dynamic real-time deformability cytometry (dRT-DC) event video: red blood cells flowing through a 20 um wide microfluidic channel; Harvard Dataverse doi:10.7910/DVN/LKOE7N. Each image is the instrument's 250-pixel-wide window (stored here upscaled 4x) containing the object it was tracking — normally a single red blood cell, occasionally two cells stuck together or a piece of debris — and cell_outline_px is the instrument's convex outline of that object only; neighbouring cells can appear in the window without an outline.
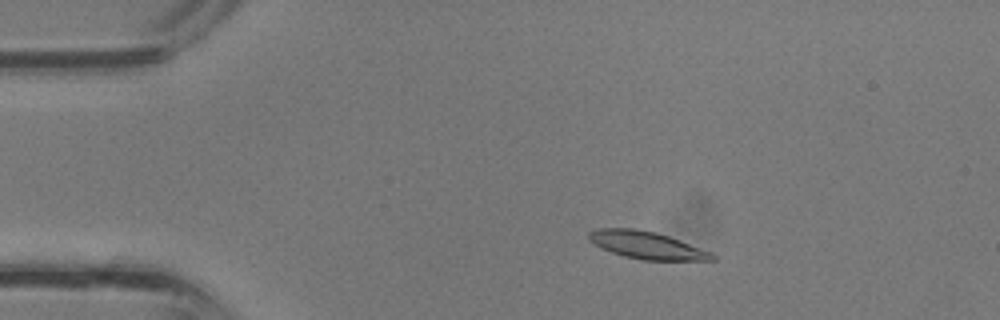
{"species": "common noctule bat (a hibernating species)", "species_latin": "Nyctalus noctula", "temperature_condition": "room temperature", "stored_images_in_passage": 37, "camera_frame_rate_fps": 3000, "um_per_image_px": 0.085, "animal": {"sex": "male", "body_mass_g": 13.3}, "frame": {"image": 1, "passage_image": 6, "time_ms": 1.667, "image_size_px": [1000, 320], "cell_outline_px": [[716, 260], [640, 260], [624, 256], [612, 252], [588, 240], [588, 232], [596, 228], [636, 228], [656, 232], [680, 240], [712, 252], [716, 256]], "centroid_in_image_um": [54.99, 20.83], "position_along_channel_um": 30.0, "area_um2": 19.71}}
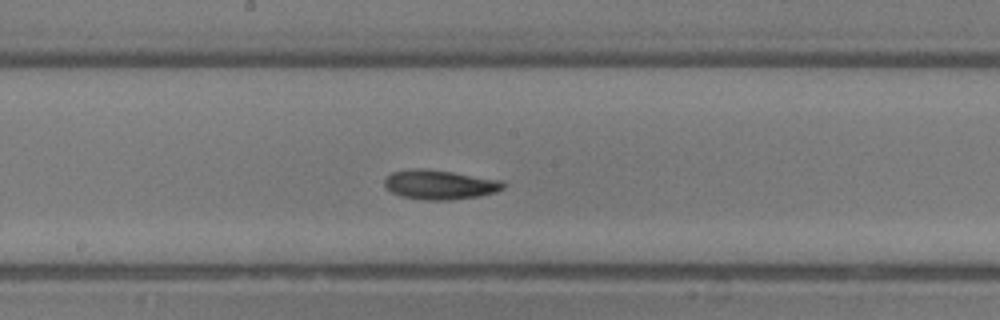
{"frame": {"image": 2, "passage_image": 19, "time_ms": 6.0, "image_size_px": [1000, 320], "cell_outline_px": [[504, 188], [496, 192], [480, 196], [452, 200], [424, 200], [400, 196], [392, 192], [384, 184], [384, 180], [392, 172], [412, 168], [424, 168], [452, 172], [504, 180]], "centroid_in_image_um": [37.4, 15.69], "position_along_channel_um": 210.8, "area_um2": 20.52}}
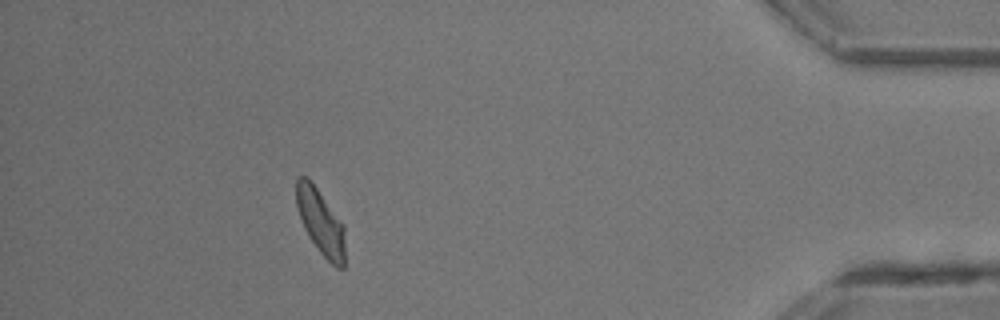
{"frame": {"image": 3, "passage_image": 33, "time_ms": 10.667, "image_size_px": [1000, 320], "cell_outline_px": [[344, 268], [336, 268], [320, 252], [308, 236], [304, 228], [296, 204], [296, 180], [300, 176], [308, 176], [344, 224]], "centroid_in_image_um": [27.25, 18.85], "position_along_channel_um": 407.9, "area_um2": 18.55}}